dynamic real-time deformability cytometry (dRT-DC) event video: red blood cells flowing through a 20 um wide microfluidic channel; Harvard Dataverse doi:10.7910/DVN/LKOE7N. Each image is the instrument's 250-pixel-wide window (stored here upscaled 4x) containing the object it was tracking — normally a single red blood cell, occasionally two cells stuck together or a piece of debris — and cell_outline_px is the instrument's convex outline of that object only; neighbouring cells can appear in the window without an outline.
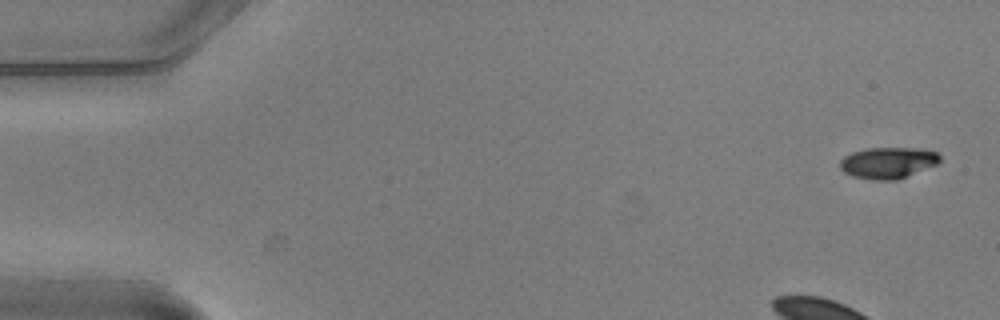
{"species": "common noctule bat (a hibernating species)", "species_latin": "Nyctalus noctula", "temperature_condition": "warm", "stored_images_in_passage": 7, "camera_frame_rate_fps": 3000, "um_per_image_px": 0.085, "animal": {"sex": "male", "body_mass_g": 20.5, "forearm_length_mm": 52.5}, "frame": {"image": 1, "passage_image": 1, "time_ms": 0.0, "image_size_px": [1000, 320], "cell_outline_px": [[940, 160], [936, 164], [896, 180], [872, 180], [852, 176], [844, 172], [840, 168], [840, 160], [844, 156], [852, 152], [868, 148], [920, 148], [936, 152], [940, 156]], "centroid_in_image_um": [75.44, 13.83], "position_along_channel_um": 9.6, "area_um2": 18.09}}
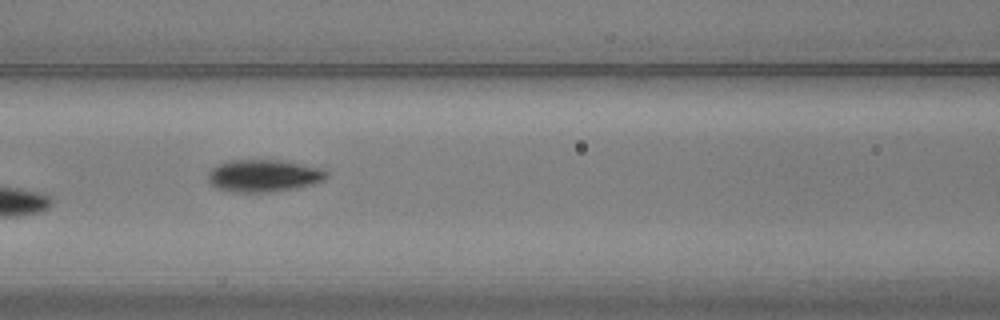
{"frame": {"image": 2, "passage_image": 6, "time_ms": 1.667, "image_size_px": [1000, 320], "cell_outline_px": [[328, 176], [324, 180], [312, 184], [296, 188], [272, 192], [232, 192], [216, 188], [208, 180], [208, 172], [216, 164], [228, 160], [276, 160], [320, 168], [328, 172]], "centroid_in_image_um": [22.37, 14.94], "position_along_channel_um": 144.2, "area_um2": 22.25}}
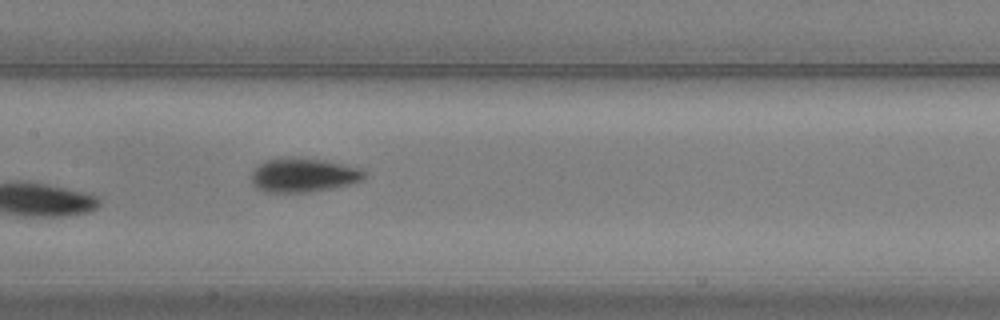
{"frame": {"image": 3, "passage_image": 7, "time_ms": 2.0, "image_size_px": [1000, 320], "cell_outline_px": [[364, 180], [332, 188], [308, 192], [264, 192], [256, 188], [252, 184], [252, 172], [264, 160], [280, 156], [296, 156], [324, 160], [360, 168], [364, 172]], "centroid_in_image_um": [25.74, 14.86], "position_along_channel_um": 181.7, "area_um2": 22.66}}